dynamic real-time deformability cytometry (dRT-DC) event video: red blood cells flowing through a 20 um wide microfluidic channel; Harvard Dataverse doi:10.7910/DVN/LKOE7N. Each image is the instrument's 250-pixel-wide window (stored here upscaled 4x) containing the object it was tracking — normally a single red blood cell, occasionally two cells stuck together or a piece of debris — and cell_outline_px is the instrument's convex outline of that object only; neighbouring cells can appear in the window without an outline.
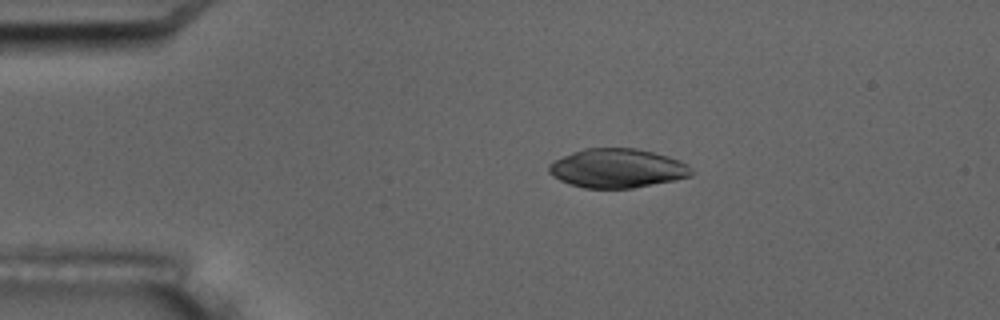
{"species": "common noctule bat (a hibernating species)", "species_latin": "Nyctalus noctula", "temperature_condition": "room temperature", "stored_images_in_passage": 4, "camera_frame_rate_fps": 3000, "um_per_image_px": 0.085, "animal": {"sex": "male", "body_mass_g": 17.5, "forearm_length_mm": 52.3}, "frame": {"image": 1, "passage_image": 3, "time_ms": 3.0, "image_size_px": [1000, 320], "cell_outline_px": [[692, 176], [676, 180], [632, 188], [584, 188], [568, 184], [552, 176], [548, 172], [548, 164], [572, 152], [584, 148], [636, 148], [668, 156], [680, 160], [688, 164], [692, 168]], "centroid_in_image_um": [52.48, 14.31], "position_along_channel_um": 32.5, "area_um2": 32.6}}